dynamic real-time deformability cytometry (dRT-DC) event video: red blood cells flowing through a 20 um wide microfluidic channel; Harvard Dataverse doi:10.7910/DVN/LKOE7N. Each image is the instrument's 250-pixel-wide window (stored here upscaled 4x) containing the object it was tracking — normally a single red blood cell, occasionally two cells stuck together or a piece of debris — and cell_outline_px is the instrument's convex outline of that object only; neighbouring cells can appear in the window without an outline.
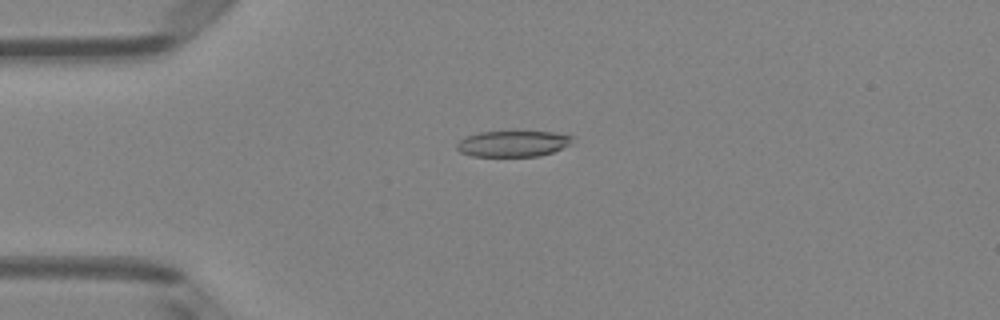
{"species": "Egyptian fruit bat (a non-hibernating species)", "species_latin": "Rousettus aegyptiacus", "temperature_condition": "room temperature", "stored_images_in_passage": 51, "camera_frame_rate_fps": 3000, "um_per_image_px": 0.085, "animal": {"sex": "female"}, "frame": {"image": 1, "passage_image": 13, "time_ms": 4.0, "image_size_px": [1000, 320], "cell_outline_px": [[572, 144], [552, 152], [540, 156], [472, 156], [460, 152], [456, 148], [456, 144], [460, 140], [468, 136], [480, 132], [552, 132], [572, 136]], "centroid_in_image_um": [43.6, 12.22], "position_along_channel_um": 41.4, "area_um2": 17.34}}
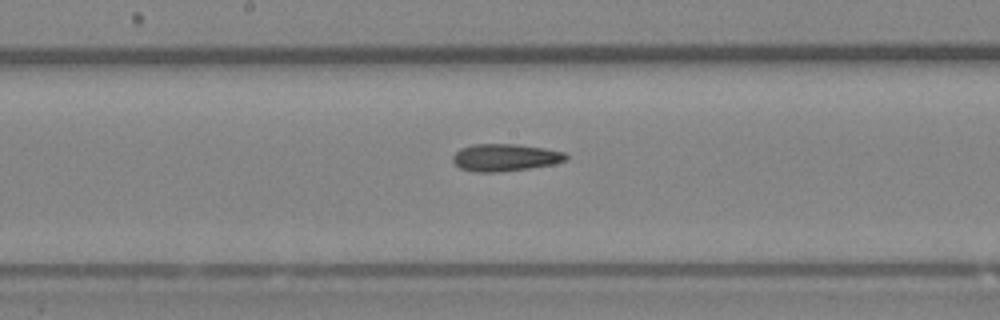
{"frame": {"image": 2, "passage_image": 27, "time_ms": 8.667, "image_size_px": [1000, 320], "cell_outline_px": [[568, 160], [552, 164], [528, 168], [496, 172], [476, 172], [460, 168], [452, 160], [452, 156], [460, 148], [472, 144], [516, 144], [544, 148], [564, 152], [568, 156]], "centroid_in_image_um": [42.92, 13.38], "position_along_channel_um": 205.3, "area_um2": 17.92}}
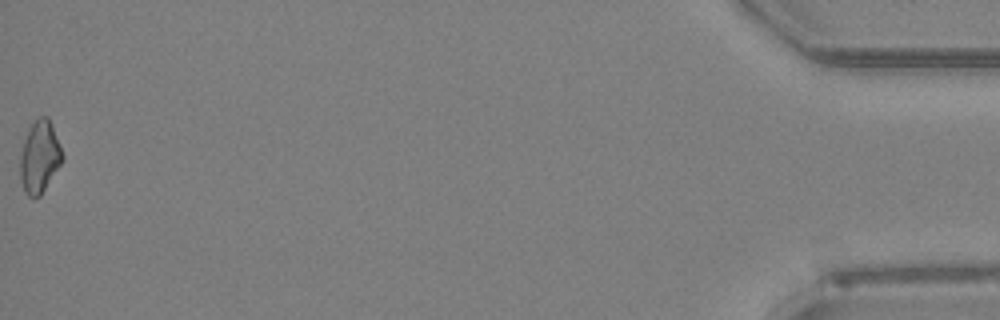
{"frame": {"image": 3, "passage_image": 51, "time_ms": 16.667, "image_size_px": [1000, 320], "cell_outline_px": [[64, 160], [40, 196], [28, 196], [24, 192], [20, 176], [20, 152], [24, 140], [32, 124], [40, 116], [48, 116], [52, 124], [64, 156]], "centroid_in_image_um": [3.38, 13.34], "position_along_channel_um": 431.8, "area_um2": 17.69}, "authors_computed_cell_mechanics": {"area_um2": 17.8024, "velocity_mm_per_s": 4.0673, "shape_relaxation_time_tau1_ms": null, "shape_relaxation_time_tau2_ms": 6.8268, "deformation_change_tau1": null, "deformation_change_tau2": 0.1865}}